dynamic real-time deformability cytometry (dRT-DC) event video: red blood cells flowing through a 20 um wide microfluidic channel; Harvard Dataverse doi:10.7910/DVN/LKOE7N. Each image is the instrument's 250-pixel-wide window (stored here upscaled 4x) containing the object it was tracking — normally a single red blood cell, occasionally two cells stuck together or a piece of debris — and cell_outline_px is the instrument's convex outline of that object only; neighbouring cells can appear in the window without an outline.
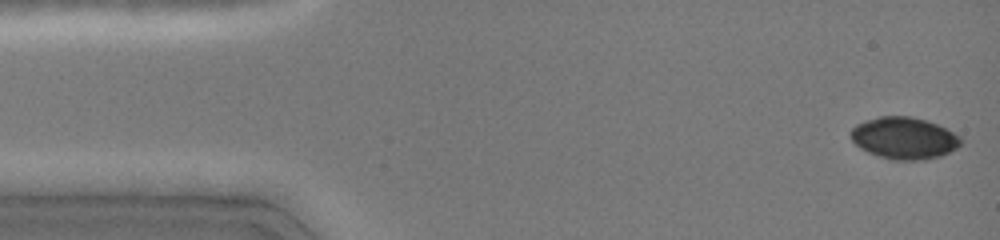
{"species": "common noctule bat (a hibernating species)", "species_latin": "Nyctalus noctula", "temperature_condition": "cold", "stored_images_in_passage": 17, "camera_frame_rate_fps": 3000, "um_per_image_px": 0.085, "animal": {"sex": "female", "body_mass_g": 19.0, "forearm_length_mm": 51.5}, "frame": {"image": 1, "passage_image": 1, "time_ms": 0.0, "image_size_px": [1000, 240], "cell_outline_px": [[964, 140], [956, 148], [940, 156], [924, 160], [892, 160], [868, 152], [860, 148], [848, 136], [848, 132], [856, 124], [864, 120], [880, 116], [912, 116], [936, 124], [960, 136]], "centroid_in_image_um": [76.81, 11.73], "position_along_channel_um": 8.2, "area_um2": 26.93}}
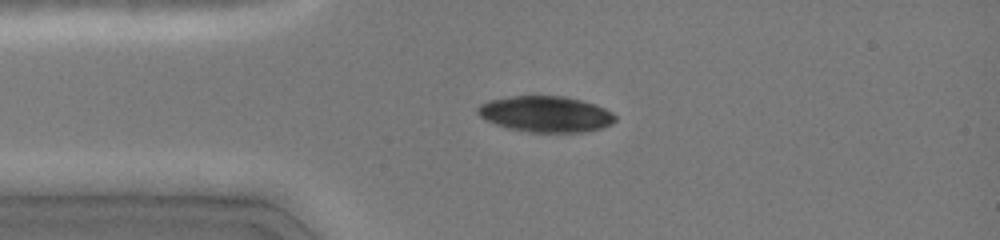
{"frame": {"image": 2, "passage_image": 13, "time_ms": 3.0, "image_size_px": [1000, 240], "cell_outline_px": [[616, 120], [612, 124], [600, 128], [584, 132], [528, 132], [508, 128], [496, 124], [480, 116], [476, 112], [476, 108], [480, 104], [488, 100], [512, 96], [564, 96], [596, 104], [612, 112], [616, 116]], "centroid_in_image_um": [46.39, 9.69], "position_along_channel_um": 38.6, "area_um2": 28.84}}